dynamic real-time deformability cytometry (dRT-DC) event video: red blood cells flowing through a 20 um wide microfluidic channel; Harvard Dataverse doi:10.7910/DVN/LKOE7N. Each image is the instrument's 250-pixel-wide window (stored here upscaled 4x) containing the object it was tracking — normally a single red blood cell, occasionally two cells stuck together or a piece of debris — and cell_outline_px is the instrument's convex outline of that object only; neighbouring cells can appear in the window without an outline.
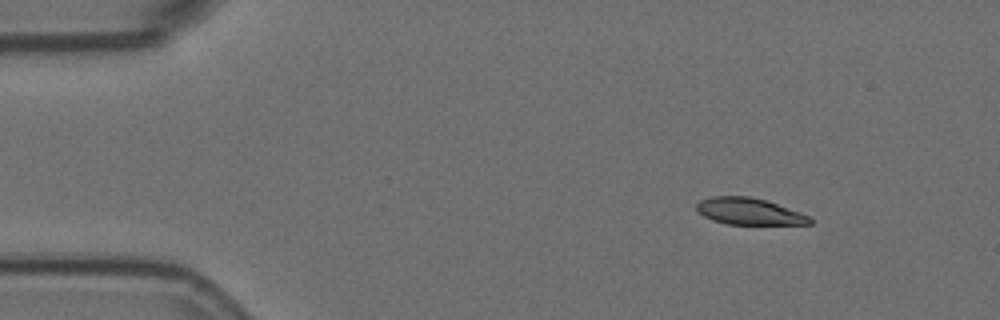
{"species": "Egyptian fruit bat (a non-hibernating species)", "species_latin": "Rousettus aegyptiacus", "temperature_condition": "room temperature", "stored_images_in_passage": 9, "camera_frame_rate_fps": 3000, "um_per_image_px": 0.085, "animal": {"sex": "female"}, "frame": {"image": 1, "passage_image": 1, "time_ms": 0.0, "image_size_px": [1000, 320], "cell_outline_px": [[812, 224], [724, 224], [712, 220], [696, 212], [696, 204], [700, 200], [712, 196], [748, 196], [764, 200], [800, 212], [808, 216], [812, 220]], "centroid_in_image_um": [63.61, 17.97], "position_along_channel_um": 21.4, "area_um2": 17.51}}
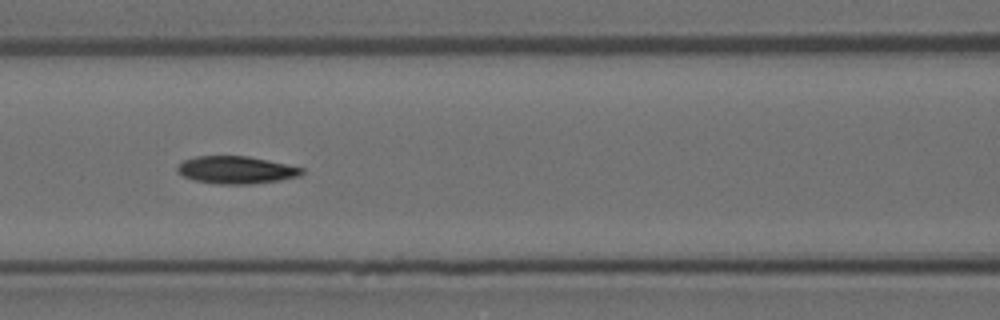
{"frame": {"image": 2, "passage_image": 6, "time_ms": 1.667, "image_size_px": [1000, 320], "cell_outline_px": [[304, 172], [300, 176], [280, 180], [252, 184], [216, 184], [196, 180], [184, 176], [176, 172], [176, 168], [184, 160], [196, 156], [248, 156], [268, 160], [304, 168]], "centroid_in_image_um": [20.09, 14.44], "position_along_channel_um": 146.5, "area_um2": 19.94}}
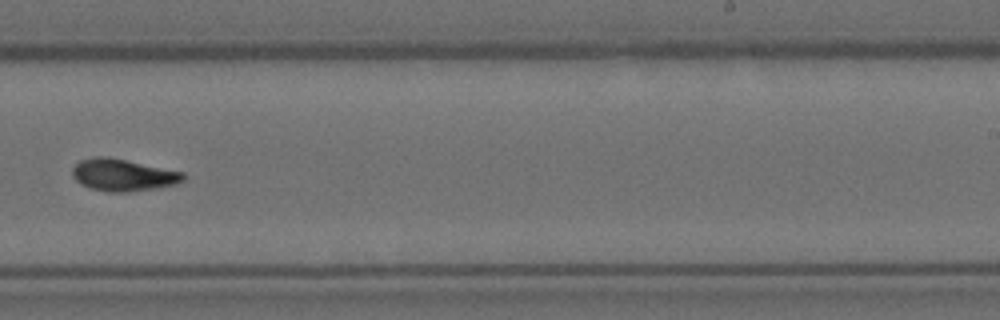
{"frame": {"image": 3, "passage_image": 9, "time_ms": 2.667, "image_size_px": [1000, 320], "cell_outline_px": [[184, 180], [176, 184], [156, 188], [128, 192], [108, 192], [88, 188], [80, 184], [72, 176], [72, 168], [80, 160], [96, 156], [104, 156], [184, 172]], "centroid_in_image_um": [10.42, 14.89], "position_along_channel_um": 278.6, "area_um2": 20.63}}